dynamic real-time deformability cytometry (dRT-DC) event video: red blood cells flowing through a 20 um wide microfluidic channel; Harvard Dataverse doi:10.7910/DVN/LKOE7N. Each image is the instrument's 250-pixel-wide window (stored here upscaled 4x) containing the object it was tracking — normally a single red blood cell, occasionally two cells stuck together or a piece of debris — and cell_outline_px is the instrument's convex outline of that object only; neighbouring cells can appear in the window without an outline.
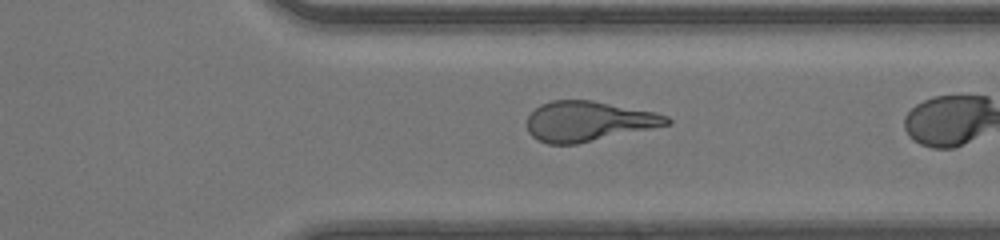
{"species": "human", "species_latin": "Homo sapiens", "temperature_condition": "room temperature", "stored_images_in_passage": 47, "segment_of_instrument_passage": [2, 2], "camera_frame_rate_fps": 3000, "um_per_image_px": 0.085, "donor": {"sex": "male"}, "frame": {"image": 1, "passage_image": 45, "time_ms": 14.667, "image_size_px": [1000, 240], "cell_outline_px": [[672, 124], [576, 144], [548, 144], [536, 140], [528, 132], [528, 116], [540, 104], [552, 100], [592, 100], [656, 112], [668, 116], [672, 120]], "centroid_in_image_um": [50.02, 10.3], "position_along_channel_um": 361.4, "area_um2": 32.66}}